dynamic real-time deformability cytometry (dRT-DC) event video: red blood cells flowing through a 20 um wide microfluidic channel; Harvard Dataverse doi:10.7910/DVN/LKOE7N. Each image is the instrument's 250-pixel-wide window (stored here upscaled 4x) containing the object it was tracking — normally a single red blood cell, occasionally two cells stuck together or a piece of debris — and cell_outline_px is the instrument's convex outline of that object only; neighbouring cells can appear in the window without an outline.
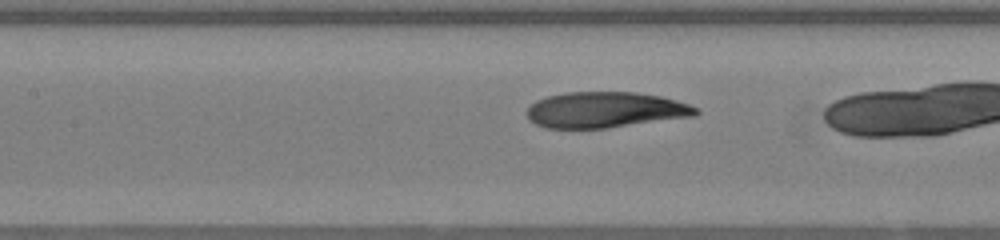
{"species": "human", "species_latin": "Homo sapiens", "temperature_condition": "warm", "stored_images_in_passage": 30, "camera_frame_rate_fps": 3000, "um_per_image_px": 0.085, "donor": {"sex": "female"}, "frame": {"image": 1, "passage_image": 14, "time_ms": 4.333, "image_size_px": [1000, 240], "cell_outline_px": [[700, 112], [696, 116], [604, 128], [548, 128], [536, 124], [528, 120], [524, 112], [536, 100], [548, 96], [564, 92], [636, 92], [660, 96], [676, 100], [688, 104], [696, 108]], "centroid_in_image_um": [51.42, 9.33], "position_along_channel_um": 156.0, "area_um2": 35.32}}
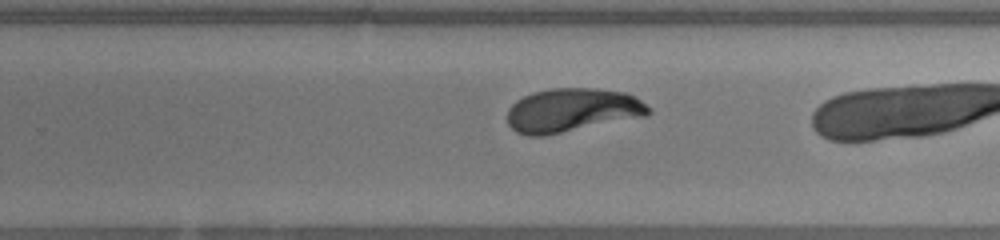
{"frame": {"image": 2, "passage_image": 23, "time_ms": 7.333, "image_size_px": [1000, 240], "cell_outline_px": [[652, 112], [644, 116], [544, 136], [528, 136], [516, 132], [508, 124], [508, 108], [516, 100], [532, 92], [552, 88], [596, 88], [624, 92], [636, 96]], "centroid_in_image_um": [48.59, 9.36], "position_along_channel_um": 281.2, "area_um2": 35.89}}
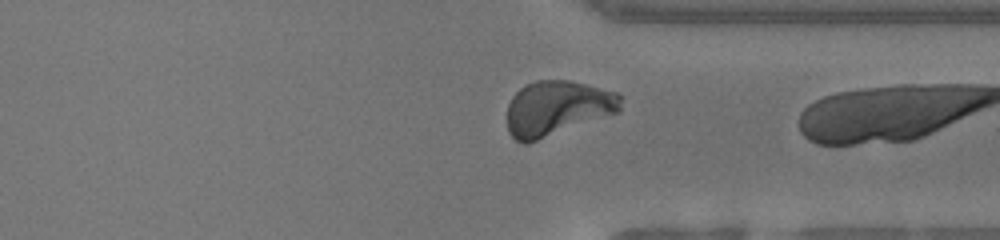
{"frame": {"image": 3, "passage_image": 29, "time_ms": 9.333, "image_size_px": [1000, 240], "cell_outline_px": [[620, 112], [528, 144], [524, 144], [516, 140], [508, 132], [508, 104], [512, 96], [520, 88], [536, 80], [568, 80], [620, 92]], "centroid_in_image_um": [47.37, 9.2], "position_along_channel_um": 364.0, "area_um2": 36.59}}